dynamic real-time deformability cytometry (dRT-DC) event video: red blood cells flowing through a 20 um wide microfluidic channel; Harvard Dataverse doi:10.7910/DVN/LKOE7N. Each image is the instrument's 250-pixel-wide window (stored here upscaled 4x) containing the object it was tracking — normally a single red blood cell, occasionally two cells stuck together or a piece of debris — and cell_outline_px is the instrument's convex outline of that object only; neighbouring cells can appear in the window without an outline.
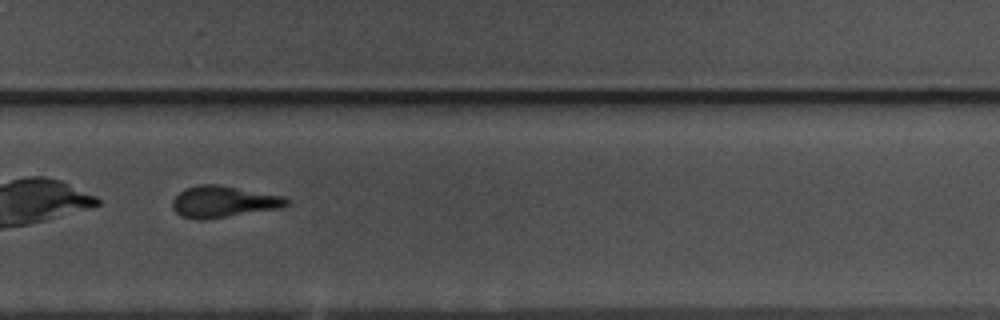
{"species": "common noctule bat (a hibernating species)", "species_latin": "Nyctalus noctula", "temperature_condition": "warm", "stored_images_in_passage": 56, "camera_frame_rate_fps": 3000, "um_per_image_px": 0.085, "animal": {"sex": "male", "body_mass_g": 17.5, "forearm_length_mm": 52.3}, "frame": {"image": 1, "passage_image": 39, "time_ms": 12.667, "image_size_px": [1000, 320], "cell_outline_px": [[292, 200], [288, 204], [280, 208], [200, 220], [196, 220], [180, 216], [172, 208], [172, 200], [180, 192], [188, 188], [200, 184], [220, 184], [284, 196]], "centroid_in_image_um": [19.0, 17.14], "position_along_channel_um": 310.8, "area_um2": 20.92}, "authors_computed_cell_mechanics": {"area_um2": 21.8195, "velocity_mm_per_s": 3.5032, "shape_relaxation_time_tau1_ms": 1.6884, "shape_relaxation_time_tau2_ms": null, "deformation_change_tau1": 0.2372, "deformation_change_tau2": null}}